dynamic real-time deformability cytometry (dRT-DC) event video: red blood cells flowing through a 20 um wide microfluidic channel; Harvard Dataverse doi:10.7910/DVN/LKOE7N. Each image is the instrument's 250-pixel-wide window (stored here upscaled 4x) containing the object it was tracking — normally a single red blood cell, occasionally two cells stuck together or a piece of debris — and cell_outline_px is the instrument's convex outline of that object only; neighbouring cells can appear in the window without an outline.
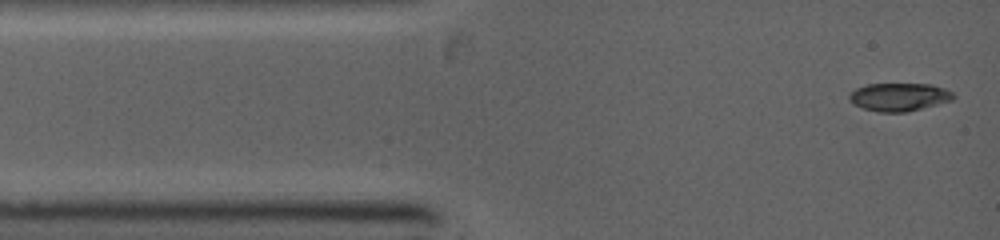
{"species": "common noctule bat (a hibernating species)", "species_latin": "Nyctalus noctula", "temperature_condition": "warm", "stored_images_in_passage": 47, "camera_frame_rate_fps": 5000, "um_per_image_px": 0.085, "animal": {"sex": "female", "body_mass_g": 19.0, "forearm_length_mm": 53.3}, "frame": {"image": 1, "passage_image": 1, "time_ms": 0.0, "image_size_px": [1000, 240], "cell_outline_px": [[952, 100], [904, 112], [876, 112], [864, 108], [848, 100], [848, 92], [856, 88], [868, 84], [932, 84], [944, 88], [952, 92]], "centroid_in_image_um": [76.36, 8.23], "position_along_channel_um": 8.6, "area_um2": 16.82}}
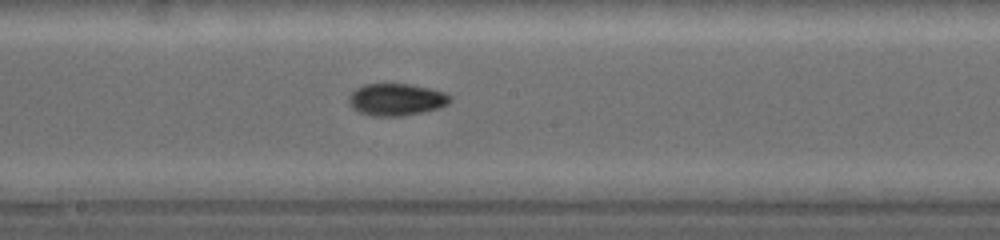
{"frame": {"image": 2, "passage_image": 20, "time_ms": 5.6, "image_size_px": [1000, 240], "cell_outline_px": [[452, 100], [448, 104], [440, 108], [400, 116], [372, 116], [360, 112], [352, 108], [348, 104], [348, 96], [356, 88], [364, 84], [408, 84], [428, 88], [444, 92], [452, 96]], "centroid_in_image_um": [33.67, 8.46], "position_along_channel_um": 214.5, "area_um2": 18.96}}
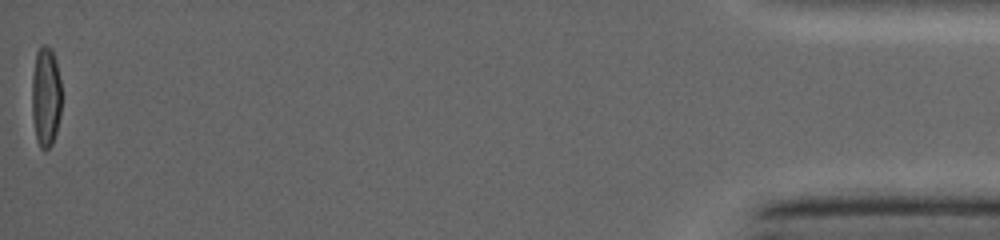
{"frame": {"image": 3, "passage_image": 47, "time_ms": 13.2, "image_size_px": [1000, 240], "cell_outline_px": [[60, 116], [56, 132], [52, 144], [44, 152], [40, 148], [36, 140], [32, 116], [32, 72], [36, 52], [40, 44], [44, 44], [52, 48], [56, 60], [60, 80]], "centroid_in_image_um": [3.87, 8.2], "position_along_channel_um": 431.3, "area_um2": 17.63}}